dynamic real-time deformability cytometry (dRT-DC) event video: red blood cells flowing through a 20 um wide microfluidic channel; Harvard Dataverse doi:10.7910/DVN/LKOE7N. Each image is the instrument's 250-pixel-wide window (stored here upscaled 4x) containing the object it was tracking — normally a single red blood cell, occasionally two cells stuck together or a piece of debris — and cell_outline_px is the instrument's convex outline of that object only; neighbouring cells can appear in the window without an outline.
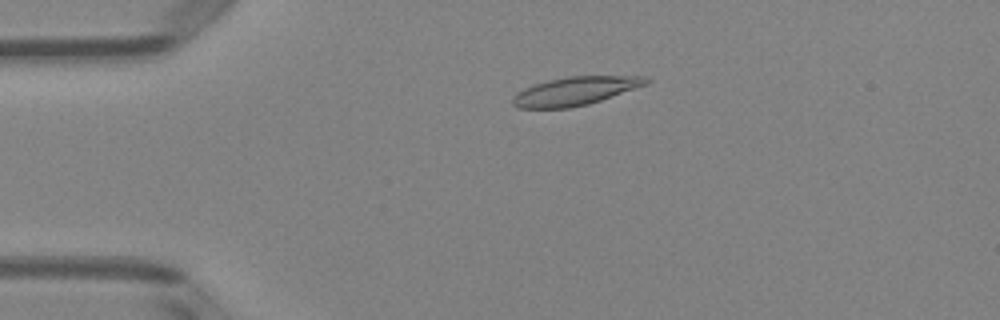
{"species": "Egyptian fruit bat (a non-hibernating species)", "species_latin": "Rousettus aegyptiacus", "temperature_condition": "room temperature", "stored_images_in_passage": 51, "camera_frame_rate_fps": 3000, "um_per_image_px": 0.085, "animal": {"sex": "female"}, "frame": {"image": 1, "passage_image": 11, "time_ms": 3.333, "image_size_px": [1000, 320], "cell_outline_px": [[652, 80], [648, 84], [588, 104], [568, 108], [516, 108], [512, 104], [512, 96], [516, 92], [524, 88], [548, 80], [568, 76], [644, 76]], "centroid_in_image_um": [48.87, 7.74], "position_along_channel_um": 36.1, "area_um2": 22.08}}
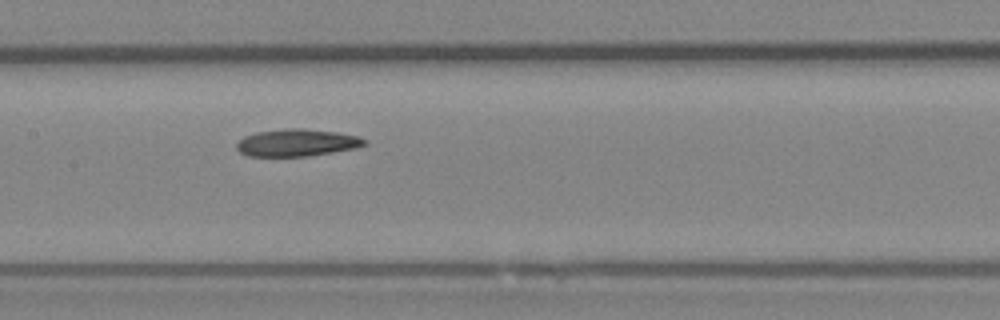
{"frame": {"image": 2, "passage_image": 25, "time_ms": 8.0, "image_size_px": [1000, 320], "cell_outline_px": [[368, 144], [356, 148], [308, 156], [248, 156], [240, 152], [236, 148], [236, 144], [244, 136], [256, 132], [284, 128], [304, 128], [336, 132], [356, 136], [368, 140]], "centroid_in_image_um": [25.24, 12.12], "position_along_channel_um": 182.2, "area_um2": 20.35}}
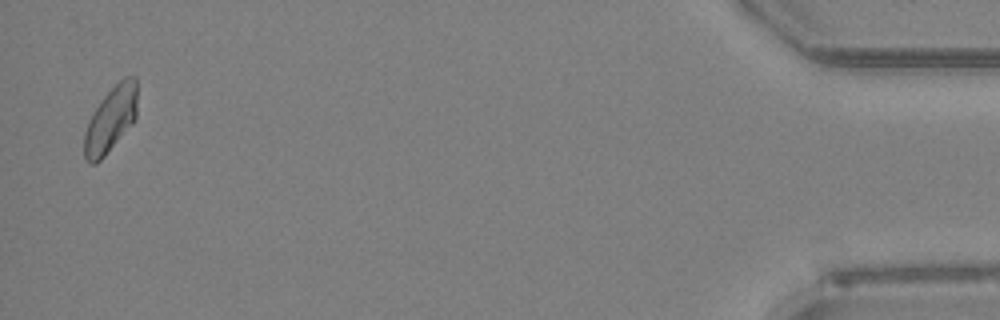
{"frame": {"image": 3, "passage_image": 50, "time_ms": 16.333, "image_size_px": [1000, 320], "cell_outline_px": [[136, 120], [104, 156], [96, 164], [88, 164], [84, 160], [84, 132], [88, 120], [104, 96], [124, 76], [136, 76]], "centroid_in_image_um": [9.39, 10.18], "position_along_channel_um": 425.8, "area_um2": 20.17}, "authors_computed_cell_mechanics": {"area_um2": 20.7502, "velocity_mm_per_s": 3.9651, "shape_relaxation_time_tau1_ms": 6.9691, "shape_relaxation_time_tau2_ms": 4.7947, "deformation_change_tau1": 0.1797, "deformation_change_tau2": 0.0957}}